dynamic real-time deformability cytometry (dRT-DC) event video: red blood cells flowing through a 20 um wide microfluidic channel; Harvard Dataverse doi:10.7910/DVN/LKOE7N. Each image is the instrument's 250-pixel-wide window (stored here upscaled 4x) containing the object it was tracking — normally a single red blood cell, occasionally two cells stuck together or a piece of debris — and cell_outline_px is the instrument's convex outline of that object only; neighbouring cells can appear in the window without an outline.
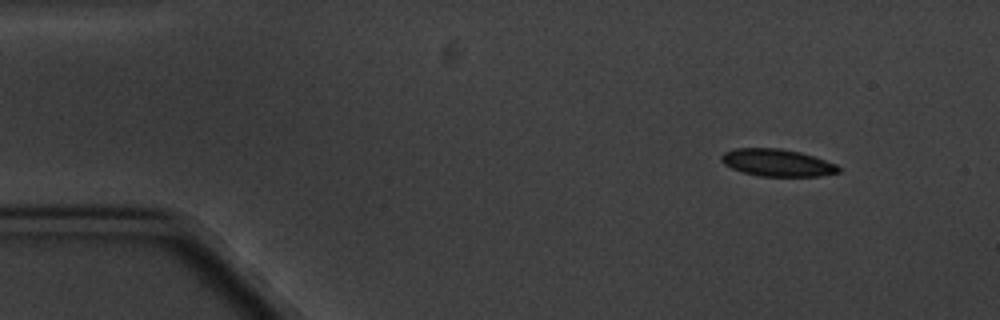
{"species": "common noctule bat (a hibernating species)", "species_latin": "Nyctalus noctula", "temperature_condition": "cold", "stored_images_in_passage": 4, "camera_frame_rate_fps": 3000, "um_per_image_px": 0.085, "animal": {"sex": "male", "body_mass_g": 20.1, "forearm_length_mm": 53.5}, "frame": {"image": 1, "passage_image": 1, "time_ms": 0.0, "image_size_px": [1000, 320], "cell_outline_px": [[840, 172], [820, 176], [760, 176], [744, 172], [732, 168], [724, 164], [720, 160], [720, 156], [724, 152], [736, 148], [780, 148], [800, 152], [836, 164], [840, 168]], "centroid_in_image_um": [66.04, 13.82], "position_along_channel_um": 19.0, "area_um2": 18.5}}
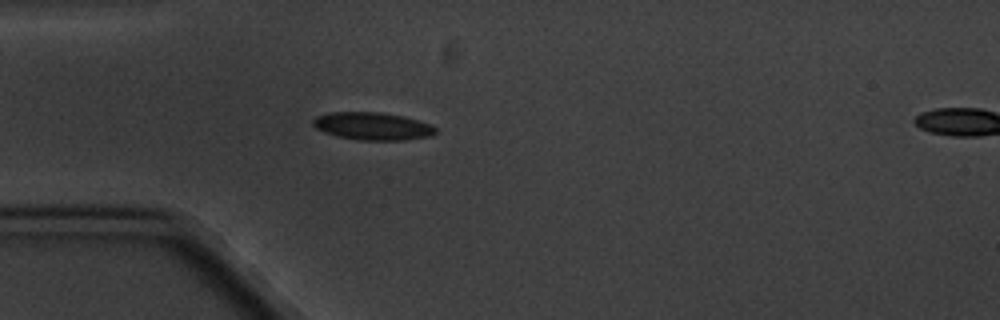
{"frame": {"image": 2, "passage_image": 3, "time_ms": 3.333, "image_size_px": [1000, 320], "cell_outline_px": [[436, 132], [428, 136], [404, 140], [356, 140], [336, 136], [324, 132], [316, 128], [312, 124], [312, 120], [316, 116], [328, 112], [380, 112], [404, 116], [432, 124], [436, 128]], "centroid_in_image_um": [31.64, 10.72], "position_along_channel_um": 53.4, "area_um2": 19.88}}